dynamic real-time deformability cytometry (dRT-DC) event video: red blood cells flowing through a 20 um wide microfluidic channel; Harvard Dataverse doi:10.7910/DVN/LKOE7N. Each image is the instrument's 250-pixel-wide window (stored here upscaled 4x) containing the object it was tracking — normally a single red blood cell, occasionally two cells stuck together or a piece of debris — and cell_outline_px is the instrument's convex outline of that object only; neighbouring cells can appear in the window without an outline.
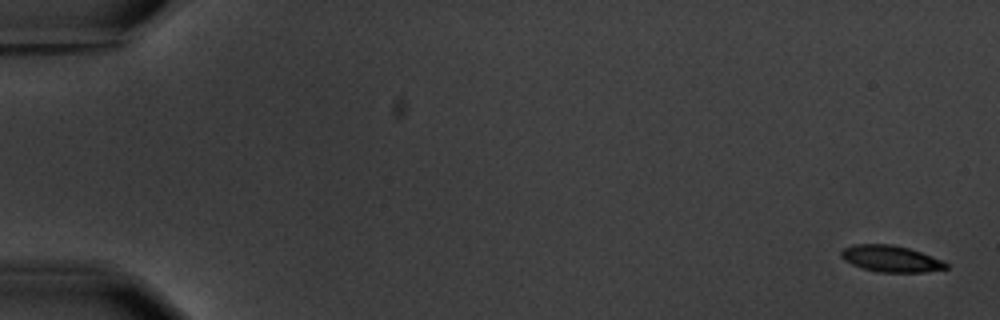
{"species": "common noctule bat (a hibernating species)", "species_latin": "Nyctalus noctula", "temperature_condition": "warm", "stored_images_in_passage": 5, "camera_frame_rate_fps": 3000, "um_per_image_px": 0.085, "animal": {"sex": "male", "body_mass_g": 20.1, "forearm_length_mm": 53.5}, "frame": {"image": 1, "passage_image": 1, "time_ms": 0.0, "image_size_px": [1000, 320], "cell_outline_px": [[948, 268], [924, 272], [880, 272], [864, 268], [852, 264], [844, 260], [840, 256], [840, 252], [844, 248], [852, 244], [892, 244], [908, 248], [920, 252], [940, 260], [948, 264]], "centroid_in_image_um": [75.68, 21.98], "position_along_channel_um": 9.3, "area_um2": 15.95}}
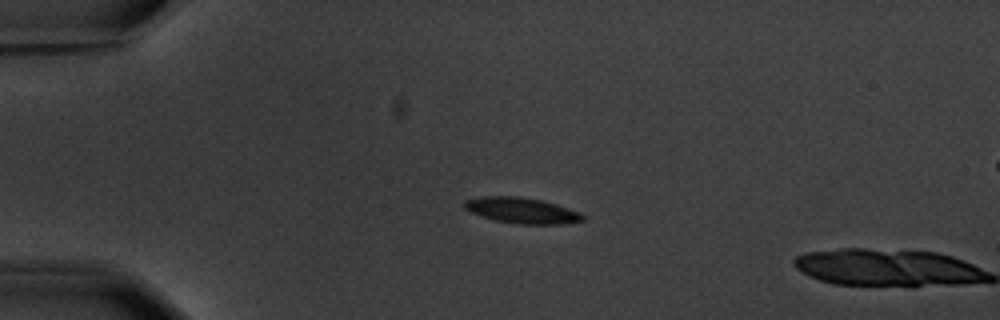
{"frame": {"image": 2, "passage_image": 4, "time_ms": 4.333, "image_size_px": [1000, 320], "cell_outline_px": [[584, 220], [564, 224], [520, 224], [496, 220], [472, 212], [464, 208], [464, 200], [480, 196], [516, 196], [540, 200], [556, 204], [580, 212], [584, 216]], "centroid_in_image_um": [44.36, 17.88], "position_along_channel_um": 40.6, "area_um2": 17.57}}